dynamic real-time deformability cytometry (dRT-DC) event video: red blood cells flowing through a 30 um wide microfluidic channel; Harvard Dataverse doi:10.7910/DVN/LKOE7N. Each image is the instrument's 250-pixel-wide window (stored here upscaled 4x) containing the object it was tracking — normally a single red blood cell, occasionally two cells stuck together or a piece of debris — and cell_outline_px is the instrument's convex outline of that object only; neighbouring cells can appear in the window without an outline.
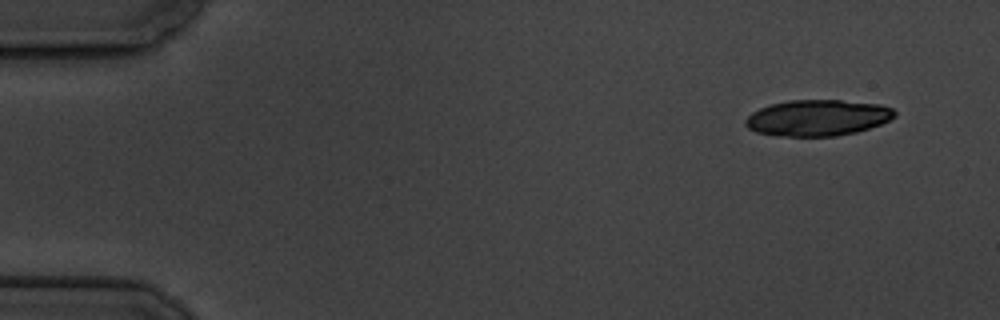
{"species": "common noctule bat (a hibernating species)", "species_latin": "Nyctalus noctula", "temperature_condition": "cold", "stored_images_in_passage": 5, "camera_frame_rate_fps": 3000, "um_per_image_px": 0.085, "animal": {"sex": "male", "body_mass_g": 19.5, "forearm_length_mm": 54.6}, "frame": {"image": 1, "passage_image": 1, "time_ms": 0.0, "image_size_px": [1000, 320], "cell_outline_px": [[896, 116], [880, 124], [856, 132], [836, 136], [784, 136], [756, 132], [748, 128], [744, 124], [744, 120], [752, 112], [760, 108], [772, 104], [788, 100], [840, 100], [880, 104], [892, 108], [896, 112]], "centroid_in_image_um": [69.49, 10.01], "position_along_channel_um": 15.5, "area_um2": 31.33}}